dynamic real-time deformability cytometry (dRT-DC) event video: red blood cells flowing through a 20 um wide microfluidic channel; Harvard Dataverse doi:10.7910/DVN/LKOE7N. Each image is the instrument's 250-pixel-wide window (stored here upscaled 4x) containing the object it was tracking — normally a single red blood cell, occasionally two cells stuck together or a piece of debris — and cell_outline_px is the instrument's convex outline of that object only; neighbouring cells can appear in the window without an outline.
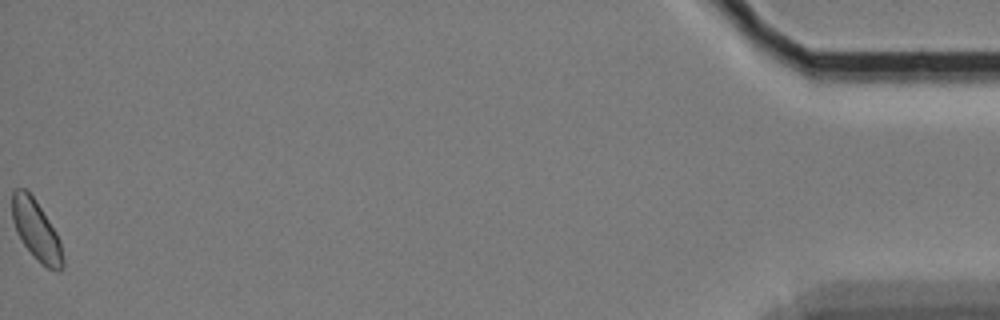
{"species": "Egyptian fruit bat (a non-hibernating species)", "species_latin": "Rousettus aegyptiacus", "temperature_condition": "cold", "stored_images_in_passage": 59, "camera_frame_rate_fps": 3000, "um_per_image_px": 0.085, "animal": {"sex": "female"}, "frame": {"image": 1, "passage_image": 59, "time_ms": 19.333, "image_size_px": [1000, 320], "cell_outline_px": [[64, 268], [60, 272], [56, 272], [48, 268], [20, 240], [16, 232], [12, 220], [12, 192], [16, 188], [24, 188], [36, 200], [56, 232], [60, 240], [64, 260]], "centroid_in_image_um": [3.09, 19.56], "position_along_channel_um": 432.1, "area_um2": 17.57}, "authors_computed_cell_mechanics": {"area_um2": 18.0336, "velocity_mm_per_s": 3.3444, "shape_relaxation_time_tau1_ms": null, "shape_relaxation_time_tau2_ms": 1.5438, "deformation_change_tau1": null, "deformation_change_tau2": 0.0406}}